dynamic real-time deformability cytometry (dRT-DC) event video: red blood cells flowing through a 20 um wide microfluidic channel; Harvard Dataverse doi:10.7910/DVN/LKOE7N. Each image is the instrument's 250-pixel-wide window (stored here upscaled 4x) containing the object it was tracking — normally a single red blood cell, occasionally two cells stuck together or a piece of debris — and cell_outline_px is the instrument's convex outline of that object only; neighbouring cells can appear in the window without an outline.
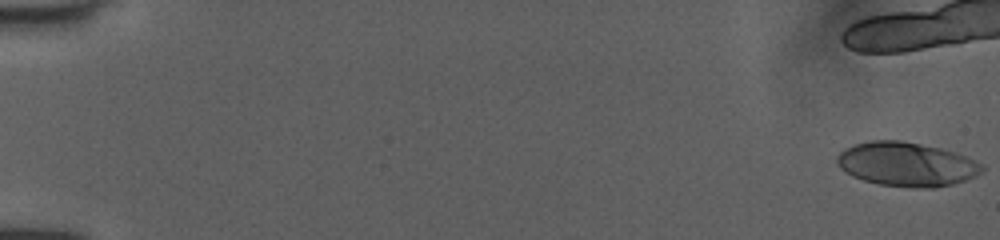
{"species": "human", "species_latin": "Homo sapiens", "temperature_condition": "room temperature", "stored_images_in_passage": 10, "camera_frame_rate_fps": 3000, "um_per_image_px": 0.085, "donor": {"sex": "female"}, "frame": {"image": 1, "passage_image": 1, "time_ms": 0.0, "image_size_px": [1000, 240], "cell_outline_px": [[984, 172], [976, 176], [952, 184], [936, 188], [912, 188], [880, 184], [864, 180], [852, 176], [840, 168], [836, 164], [836, 156], [840, 152], [856, 144], [872, 140], [900, 140], [940, 148], [964, 156], [980, 164], [984, 168]], "centroid_in_image_um": [77.04, 13.97], "position_along_channel_um": 8.0, "area_um2": 36.99}}